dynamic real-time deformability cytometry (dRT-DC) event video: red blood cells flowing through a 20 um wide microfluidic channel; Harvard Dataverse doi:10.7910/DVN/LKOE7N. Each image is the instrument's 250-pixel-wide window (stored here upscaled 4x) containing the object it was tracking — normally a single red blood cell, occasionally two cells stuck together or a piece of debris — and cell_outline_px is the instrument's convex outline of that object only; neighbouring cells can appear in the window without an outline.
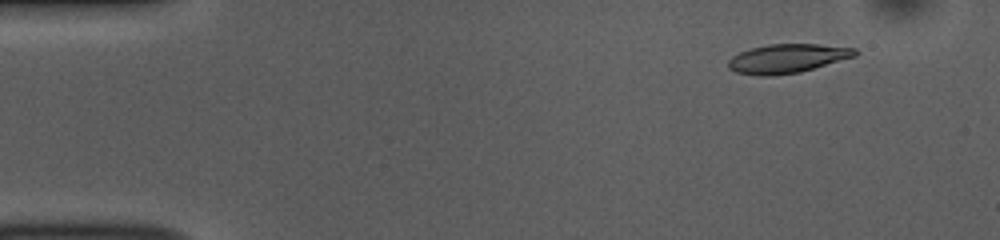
{"species": "common noctule bat (a hibernating species)", "species_latin": "Nyctalus noctula", "temperature_condition": "room temperature", "stored_images_in_passage": 52, "camera_frame_rate_fps": 3000, "um_per_image_px": 0.085, "animal": {"sex": "female", "body_mass_g": 10.0, "forearm_length_mm": 53.1}, "frame": {"image": 1, "passage_image": 5, "time_ms": 1.333, "image_size_px": [1000, 240], "cell_outline_px": [[860, 52], [856, 56], [800, 72], [772, 76], [756, 76], [736, 72], [728, 68], [728, 60], [732, 56], [740, 52], [752, 48], [768, 44], [820, 44], [856, 48]], "centroid_in_image_um": [66.93, 4.97], "position_along_channel_um": 18.1, "area_um2": 21.56}}
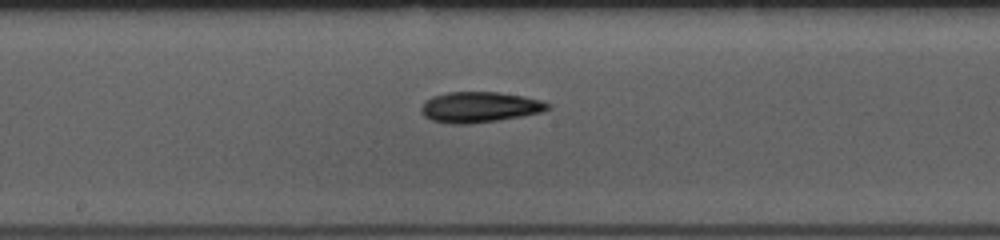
{"frame": {"image": 2, "passage_image": 27, "time_ms": 8.667, "image_size_px": [1000, 240], "cell_outline_px": [[552, 108], [544, 112], [496, 120], [468, 124], [452, 124], [432, 120], [424, 116], [420, 112], [420, 108], [424, 100], [432, 96], [448, 92], [500, 92], [524, 96], [540, 100], [552, 104]], "centroid_in_image_um": [40.77, 9.1], "position_along_channel_um": 207.4, "area_um2": 22.77}}
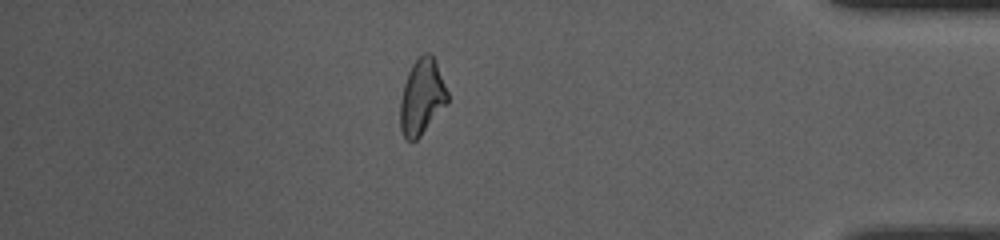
{"frame": {"image": 3, "passage_image": 45, "time_ms": 14.667, "image_size_px": [1000, 240], "cell_outline_px": [[448, 104], [420, 136], [416, 140], [408, 140], [404, 136], [400, 128], [400, 100], [404, 84], [408, 72], [412, 64], [424, 52], [428, 52], [432, 56], [436, 64], [448, 92]], "centroid_in_image_um": [35.86, 8.26], "position_along_channel_um": 399.3, "area_um2": 20.69}, "authors_computed_cell_mechanics": {"area_um2": 21.4438, "velocity_mm_per_s": 3.8169, "shape_relaxation_time_tau1_ms": 3.3812, "shape_relaxation_time_tau2_ms": 6.5202, "deformation_change_tau1": 0.1413, "deformation_change_tau2": 0.1559}}